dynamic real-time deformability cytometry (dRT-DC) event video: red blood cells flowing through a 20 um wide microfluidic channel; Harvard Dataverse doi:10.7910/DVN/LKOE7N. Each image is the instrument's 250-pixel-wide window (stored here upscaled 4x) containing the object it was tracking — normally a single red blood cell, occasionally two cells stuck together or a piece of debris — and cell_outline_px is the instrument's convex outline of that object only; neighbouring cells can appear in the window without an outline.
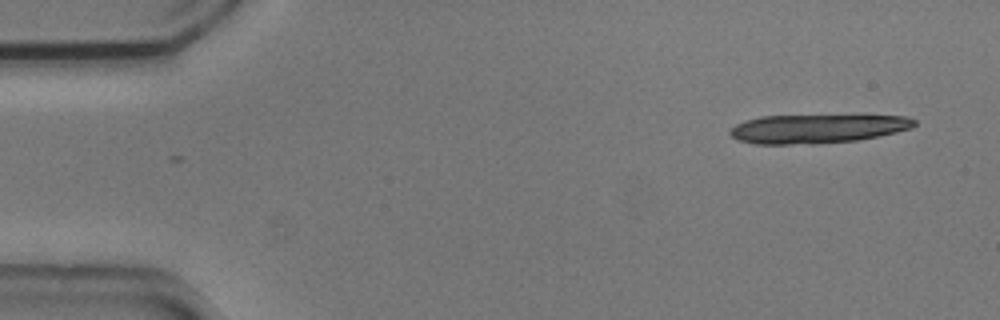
{"species": "common noctule bat (a hibernating species)", "species_latin": "Nyctalus noctula", "temperature_condition": "cold", "stored_images_in_passage": 14, "camera_frame_rate_fps": 3000, "um_per_image_px": 0.085, "animal": {"sex": "male", "body_mass_g": 20.5, "forearm_length_mm": 52.5}, "frame": {"image": 1, "passage_image": 1, "time_ms": 0.0, "image_size_px": [1000, 320], "cell_outline_px": [[916, 124], [912, 128], [896, 132], [860, 140], [816, 144], [756, 144], [740, 140], [732, 136], [728, 132], [736, 124], [744, 120], [760, 116], [908, 116], [916, 120]], "centroid_in_image_um": [69.47, 10.95], "position_along_channel_um": 15.5, "area_um2": 30.92}}